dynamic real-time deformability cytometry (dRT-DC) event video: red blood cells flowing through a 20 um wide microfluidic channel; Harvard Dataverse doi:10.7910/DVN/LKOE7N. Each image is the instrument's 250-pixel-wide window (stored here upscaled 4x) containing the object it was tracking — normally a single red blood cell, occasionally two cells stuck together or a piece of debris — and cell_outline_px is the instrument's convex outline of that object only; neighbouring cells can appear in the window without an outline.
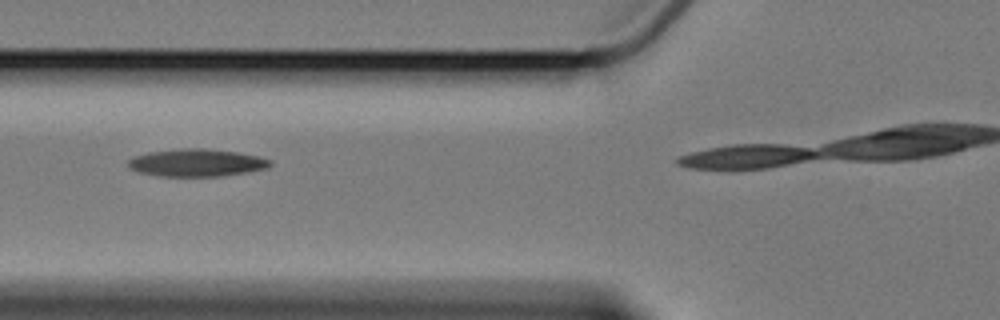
{"species": "Egyptian fruit bat (a non-hibernating species)", "species_latin": "Rousettus aegyptiacus", "temperature_condition": "cold", "stored_images_in_passage": 6, "camera_frame_rate_fps": 3000, "um_per_image_px": 0.085, "animal": {"sex": "female"}, "frame": {"image": 1, "passage_image": 2, "time_ms": 1.0, "image_size_px": [1000, 320], "cell_outline_px": [[272, 164], [268, 168], [220, 176], [160, 176], [136, 172], [128, 168], [128, 160], [132, 156], [148, 152], [180, 148], [204, 148], [236, 152], [260, 156], [272, 160]], "centroid_in_image_um": [16.67, 13.82], "position_along_channel_um": 109.1, "area_um2": 22.95}}